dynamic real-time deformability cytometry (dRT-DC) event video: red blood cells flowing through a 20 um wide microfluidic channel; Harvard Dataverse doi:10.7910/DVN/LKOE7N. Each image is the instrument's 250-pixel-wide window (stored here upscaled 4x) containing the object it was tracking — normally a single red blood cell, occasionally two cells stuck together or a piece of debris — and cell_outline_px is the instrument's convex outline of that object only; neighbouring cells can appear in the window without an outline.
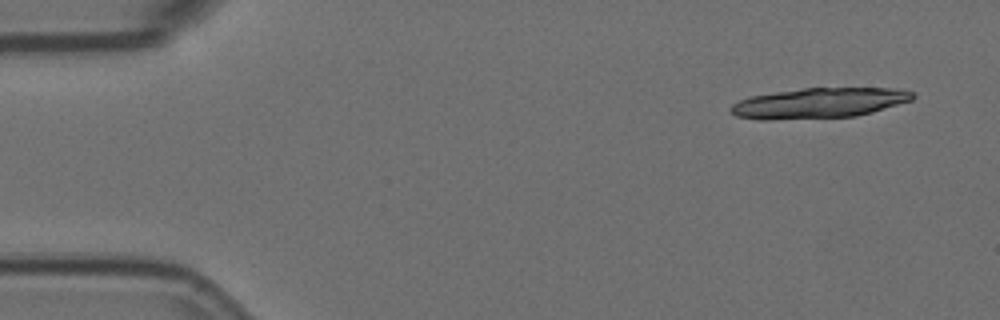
{"species": "Egyptian fruit bat (a non-hibernating species)", "species_latin": "Rousettus aegyptiacus", "temperature_condition": "room temperature", "stored_images_in_passage": 4, "camera_frame_rate_fps": 3000, "um_per_image_px": 0.085, "animal": {"sex": "female"}, "frame": {"image": 1, "passage_image": 1, "time_ms": 0.0, "image_size_px": [1000, 320], "cell_outline_px": [[916, 96], [912, 100], [872, 112], [856, 116], [768, 120], [760, 120], [736, 116], [728, 112], [728, 108], [732, 104], [740, 100], [752, 96], [776, 92], [804, 88], [904, 88], [912, 92]], "centroid_in_image_um": [69.62, 8.76], "position_along_channel_um": 15.4, "area_um2": 32.19}}